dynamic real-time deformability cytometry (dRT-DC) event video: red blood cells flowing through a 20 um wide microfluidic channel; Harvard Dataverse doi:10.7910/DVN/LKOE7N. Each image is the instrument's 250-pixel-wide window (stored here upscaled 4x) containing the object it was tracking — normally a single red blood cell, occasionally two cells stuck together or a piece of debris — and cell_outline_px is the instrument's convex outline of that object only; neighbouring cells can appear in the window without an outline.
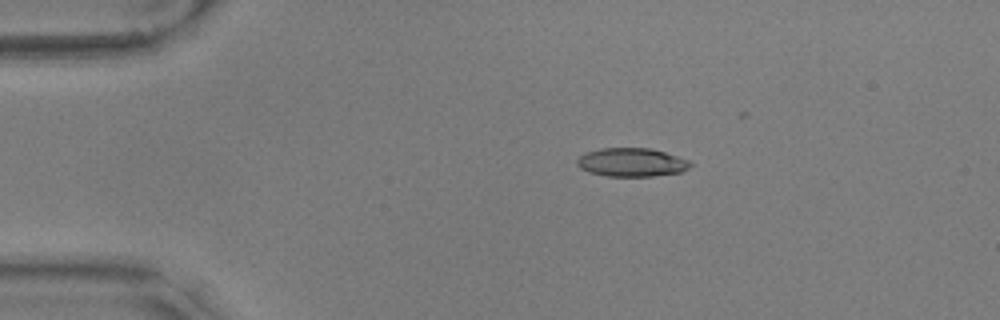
{"species": "common noctule bat (a hibernating species)", "species_latin": "Nyctalus noctula", "temperature_condition": "warm", "stored_images_in_passage": 27, "camera_frame_rate_fps": 3000, "um_per_image_px": 0.085, "animal": {"sex": "male", "body_mass_g": 17.9, "forearm_length_mm": 54.2}, "frame": {"image": 1, "passage_image": 10, "time_ms": 3.0, "image_size_px": [1000, 320], "cell_outline_px": [[692, 164], [688, 168], [680, 172], [652, 176], [608, 176], [588, 172], [580, 168], [576, 164], [576, 160], [584, 152], [600, 148], [648, 148], [664, 152], [688, 160]], "centroid_in_image_um": [53.63, 13.79], "position_along_channel_um": 31.4, "area_um2": 18.79}}
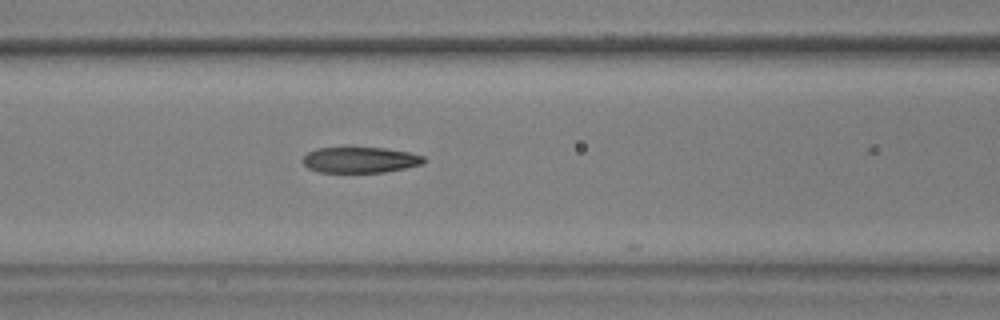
{"frame": {"image": 2, "passage_image": 23, "time_ms": 7.333, "image_size_px": [1000, 320], "cell_outline_px": [[428, 160], [424, 164], [384, 172], [320, 172], [308, 168], [304, 164], [304, 156], [308, 152], [316, 148], [344, 144], [348, 144], [384, 148], [408, 152], [424, 156]], "centroid_in_image_um": [30.6, 13.53], "position_along_channel_um": 136.0, "area_um2": 19.13}}